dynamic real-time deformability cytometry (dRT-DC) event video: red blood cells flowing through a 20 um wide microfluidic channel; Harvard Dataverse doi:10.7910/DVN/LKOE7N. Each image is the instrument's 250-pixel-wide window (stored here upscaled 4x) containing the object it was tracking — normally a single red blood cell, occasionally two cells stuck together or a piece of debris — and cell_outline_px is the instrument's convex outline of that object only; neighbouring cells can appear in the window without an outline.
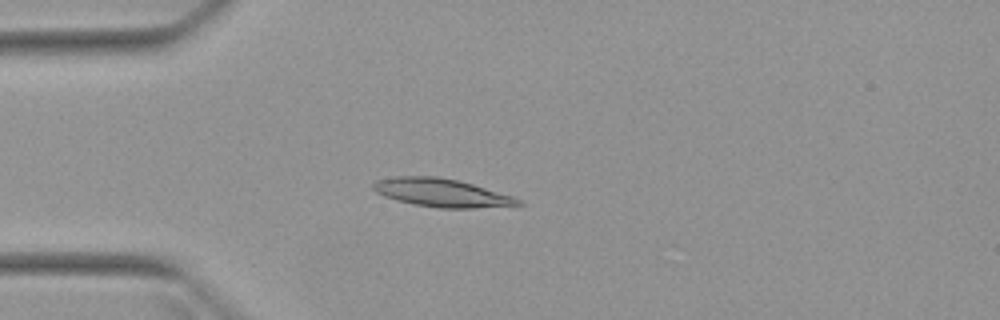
{"species": "Egyptian fruit bat (a non-hibernating species)", "species_latin": "Rousettus aegyptiacus", "temperature_condition": "warm", "stored_images_in_passage": 2, "camera_frame_rate_fps": 3000, "um_per_image_px": 0.085, "animal": {"sex": "female"}, "frame": {"image": 1, "passage_image": 2, "time_ms": 1.0, "image_size_px": [1000, 320], "cell_outline_px": [[524, 204], [472, 208], [440, 208], [412, 204], [396, 200], [384, 196], [376, 192], [372, 188], [372, 184], [376, 180], [396, 176], [436, 176], [456, 180], [472, 184], [512, 196], [520, 200]], "centroid_in_image_um": [37.47, 16.38], "position_along_channel_um": 47.5, "area_um2": 23.58}}